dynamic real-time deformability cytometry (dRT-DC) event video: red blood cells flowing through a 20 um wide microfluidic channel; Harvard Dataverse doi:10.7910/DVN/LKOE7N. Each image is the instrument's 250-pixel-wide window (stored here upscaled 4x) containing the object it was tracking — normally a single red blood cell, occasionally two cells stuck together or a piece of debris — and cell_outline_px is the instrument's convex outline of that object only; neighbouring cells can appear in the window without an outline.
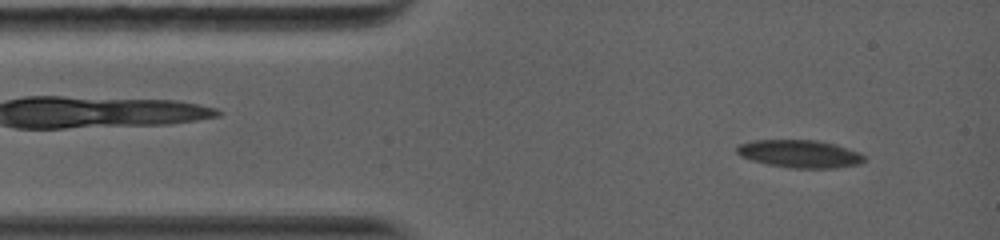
{"species": "common noctule bat (a hibernating species)", "species_latin": "Nyctalus noctula", "temperature_condition": "warm", "stored_images_in_passage": 60, "camera_frame_rate_fps": 5000, "um_per_image_px": 0.085, "animal": {"sex": "female", "body_mass_g": 19.0, "forearm_length_mm": 56.7}, "frame": {"image": 1, "passage_image": 3, "time_ms": 0.8, "image_size_px": [1000, 240], "cell_outline_px": [[864, 160], [860, 164], [836, 168], [788, 168], [768, 164], [752, 160], [740, 156], [736, 152], [736, 148], [740, 144], [752, 140], [816, 140], [836, 144], [860, 152], [864, 156]], "centroid_in_image_um": [67.99, 13.07], "position_along_channel_um": 17.0, "area_um2": 20.69}}
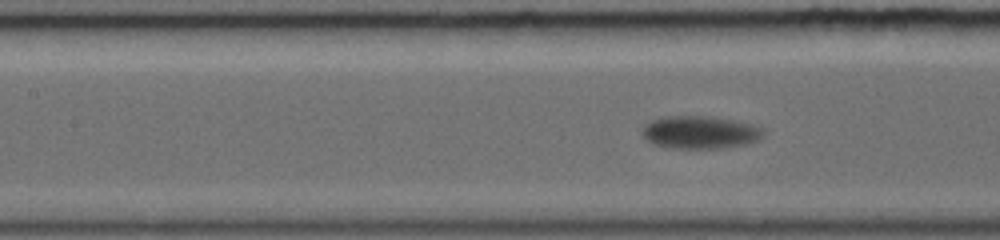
{"frame": {"image": 2, "passage_image": 27, "time_ms": 5.4, "image_size_px": [1000, 240], "cell_outline_px": [[764, 136], [748, 144], [724, 148], [672, 148], [652, 144], [644, 136], [644, 124], [652, 120], [664, 116], [708, 116], [736, 120], [752, 124], [760, 128], [764, 132]], "centroid_in_image_um": [59.52, 11.24], "position_along_channel_um": 147.9, "area_um2": 23.12}}
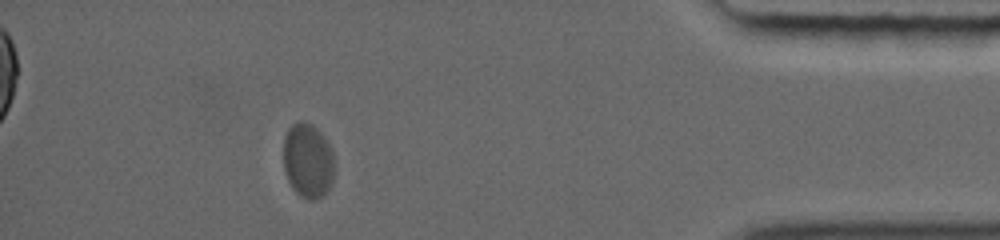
{"frame": {"image": 3, "passage_image": 53, "time_ms": 13.6, "image_size_px": [1000, 240], "cell_outline_px": [[332, 180], [324, 196], [312, 200], [308, 200], [300, 196], [292, 188], [288, 180], [284, 168], [284, 136], [288, 128], [292, 124], [300, 120], [304, 120], [312, 124], [324, 136], [332, 152]], "centroid_in_image_um": [26.14, 13.64], "position_along_channel_um": 409.1, "area_um2": 22.08}, "authors_computed_cell_mechanics": {"area_um2": 22.5709, "velocity_mm_per_s": 3.807, "shape_relaxation_time_tau1_ms": 3.721, "shape_relaxation_time_tau2_ms": null, "deformation_change_tau1": 0.1128, "deformation_change_tau2": null}}